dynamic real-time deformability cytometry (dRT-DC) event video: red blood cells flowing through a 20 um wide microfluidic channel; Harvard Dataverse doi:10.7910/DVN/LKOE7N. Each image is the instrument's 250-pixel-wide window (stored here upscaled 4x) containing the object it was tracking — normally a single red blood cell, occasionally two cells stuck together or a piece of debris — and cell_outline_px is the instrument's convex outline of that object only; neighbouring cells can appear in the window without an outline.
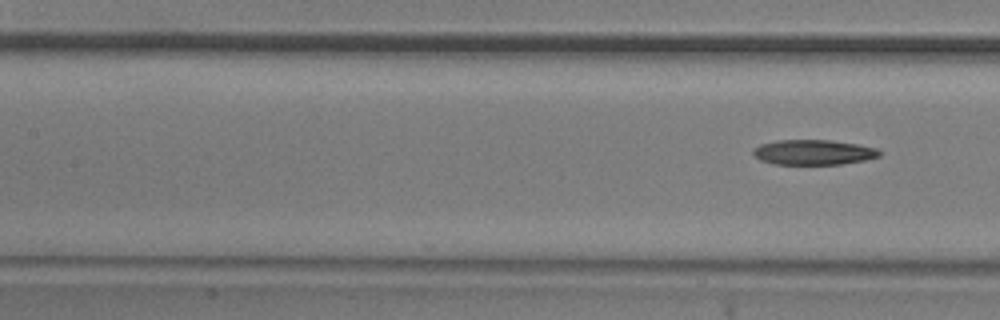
{"species": "common noctule bat (a hibernating species)", "species_latin": "Nyctalus noctula", "temperature_condition": "room temperature", "stored_images_in_passage": 8, "segment_of_instrument_passage": [2, 2], "camera_frame_rate_fps": 3000, "um_per_image_px": 0.085, "animal": {"sex": "male", "body_mass_g": 20.5, "forearm_length_mm": 52.5}, "frame": {"image": 1, "passage_image": 8, "time_ms": 2.333, "image_size_px": [1000, 320], "cell_outline_px": [[880, 156], [864, 160], [840, 164], [772, 164], [760, 160], [752, 152], [752, 148], [760, 144], [776, 140], [832, 140], [856, 144], [876, 148], [880, 152]], "centroid_in_image_um": [69.1, 12.94], "position_along_channel_um": 138.3, "area_um2": 18.44}}